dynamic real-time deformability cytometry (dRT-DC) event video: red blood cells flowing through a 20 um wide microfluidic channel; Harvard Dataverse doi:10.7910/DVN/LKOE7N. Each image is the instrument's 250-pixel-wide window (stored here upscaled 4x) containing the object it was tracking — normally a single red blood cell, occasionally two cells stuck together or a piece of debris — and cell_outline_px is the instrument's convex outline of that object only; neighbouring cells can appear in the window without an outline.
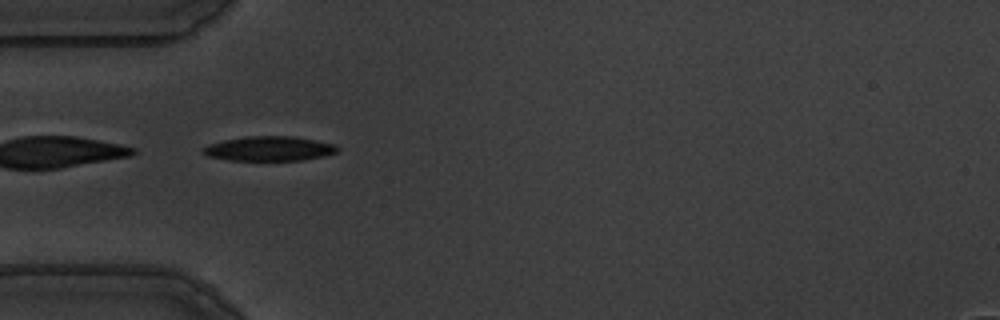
{"species": "common noctule bat (a hibernating species)", "species_latin": "Nyctalus noctula", "temperature_condition": "warm", "stored_images_in_passage": 40, "camera_frame_rate_fps": 3000, "um_per_image_px": 0.085, "animal": {"sex": "male", "body_mass_g": 19.5, "forearm_length_mm": 54.6}, "frame": {"image": 1, "passage_image": 1, "time_ms": 0.0, "image_size_px": [1000, 320], "cell_outline_px": [[340, 148], [336, 152], [324, 156], [304, 160], [228, 160], [208, 156], [200, 152], [208, 144], [224, 140], [244, 136], [292, 136], [316, 140], [336, 144]], "centroid_in_image_um": [22.89, 12.63], "position_along_channel_um": 62.1, "area_um2": 19.36}}
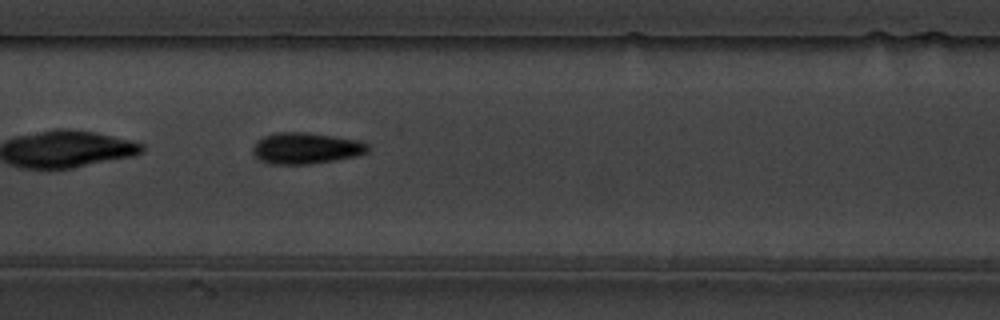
{"frame": {"image": 2, "passage_image": 11, "time_ms": 3.333, "image_size_px": [1000, 320], "cell_outline_px": [[368, 152], [356, 156], [336, 160], [312, 164], [268, 164], [256, 160], [252, 152], [252, 148], [256, 140], [264, 136], [276, 132], [308, 132], [356, 140], [368, 144]], "centroid_in_image_um": [25.93, 12.61], "position_along_channel_um": 181.5, "area_um2": 21.21}}
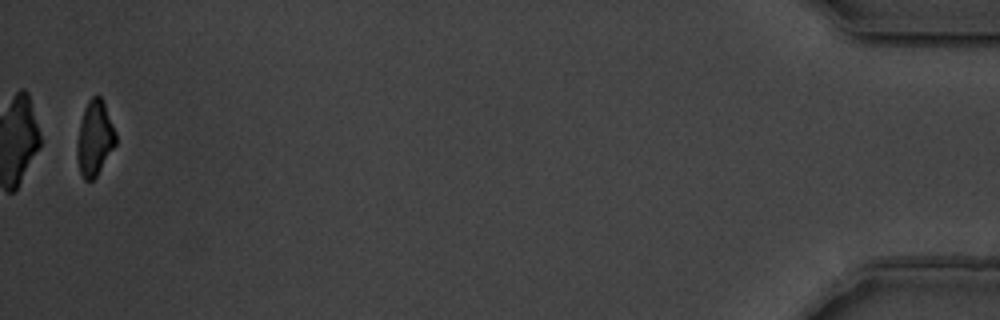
{"frame": {"image": 3, "passage_image": 39, "time_ms": 12.667, "image_size_px": [1000, 320], "cell_outline_px": [[116, 144], [96, 176], [92, 180], [84, 180], [80, 172], [76, 156], [76, 144], [80, 124], [84, 108], [88, 100], [92, 96], [100, 96], [104, 100], [116, 132]], "centroid_in_image_um": [8.05, 11.73], "position_along_channel_um": 427.2, "area_um2": 16.99}, "authors_computed_cell_mechanics": {"area_um2": 19.5075, "velocity_mm_per_s": 3.6159, "shape_relaxation_time_tau1_ms": 3.7823, "shape_relaxation_time_tau2_ms": 3.6596, "deformation_change_tau1": 0.1465, "deformation_change_tau2": 0.1161}}